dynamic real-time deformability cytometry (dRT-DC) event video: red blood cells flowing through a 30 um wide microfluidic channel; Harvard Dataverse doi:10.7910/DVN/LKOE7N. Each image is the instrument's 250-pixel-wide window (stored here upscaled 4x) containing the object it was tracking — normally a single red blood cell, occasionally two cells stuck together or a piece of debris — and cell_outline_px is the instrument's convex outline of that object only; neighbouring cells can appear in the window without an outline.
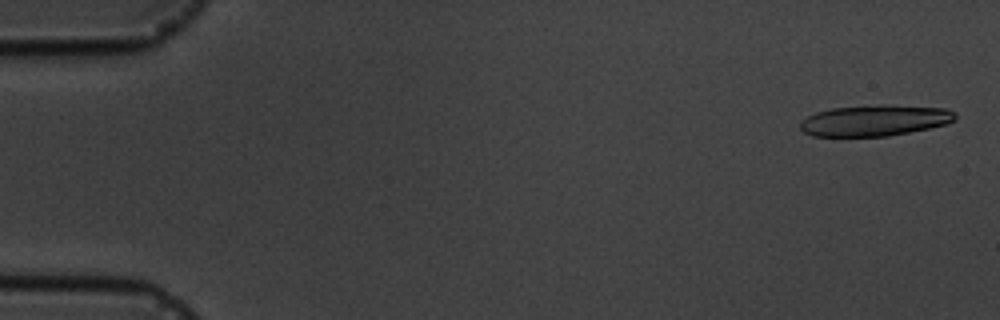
{"species": "common noctule bat (a hibernating species)", "species_latin": "Nyctalus noctula", "temperature_condition": "cold", "stored_images_in_passage": 16, "segment_of_instrument_passage": [1, 2], "camera_frame_rate_fps": 3000, "um_per_image_px": 0.085, "animal": {"sex": "male", "body_mass_g": 19.5, "forearm_length_mm": 54.6}, "frame": {"image": 1, "passage_image": 1, "time_ms": 0.0, "image_size_px": [1000, 320], "cell_outline_px": [[956, 120], [948, 124], [888, 136], [812, 136], [804, 132], [800, 128], [800, 120], [816, 112], [832, 108], [880, 104], [892, 104], [948, 108], [956, 112]], "centroid_in_image_um": [74.39, 10.22], "position_along_channel_um": 10.6, "area_um2": 28.44}}